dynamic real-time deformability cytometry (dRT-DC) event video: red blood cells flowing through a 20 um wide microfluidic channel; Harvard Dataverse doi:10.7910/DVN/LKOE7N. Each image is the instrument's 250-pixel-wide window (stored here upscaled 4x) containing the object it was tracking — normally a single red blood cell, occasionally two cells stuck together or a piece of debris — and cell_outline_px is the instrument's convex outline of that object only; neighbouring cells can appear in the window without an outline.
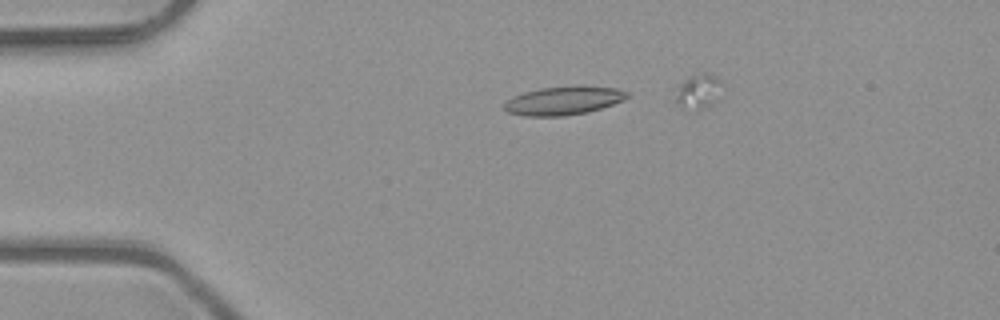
{"species": "common noctule bat (a hibernating species)", "species_latin": "Nyctalus noctula", "temperature_condition": "room temperature", "stored_images_in_passage": 3, "camera_frame_rate_fps": 3000, "um_per_image_px": 0.085, "animal": {"sex": "male", "body_mass_g": 23.1, "forearm_length_mm": 52.7}, "frame": {"image": 1, "passage_image": 3, "time_ms": 0.667, "image_size_px": [1000, 320], "cell_outline_px": [[628, 96], [624, 100], [588, 112], [560, 116], [524, 116], [508, 112], [504, 108], [504, 104], [508, 100], [524, 92], [540, 88], [616, 88], [628, 92]], "centroid_in_image_um": [47.86, 8.59], "position_along_channel_um": 37.1, "area_um2": 19.42}}